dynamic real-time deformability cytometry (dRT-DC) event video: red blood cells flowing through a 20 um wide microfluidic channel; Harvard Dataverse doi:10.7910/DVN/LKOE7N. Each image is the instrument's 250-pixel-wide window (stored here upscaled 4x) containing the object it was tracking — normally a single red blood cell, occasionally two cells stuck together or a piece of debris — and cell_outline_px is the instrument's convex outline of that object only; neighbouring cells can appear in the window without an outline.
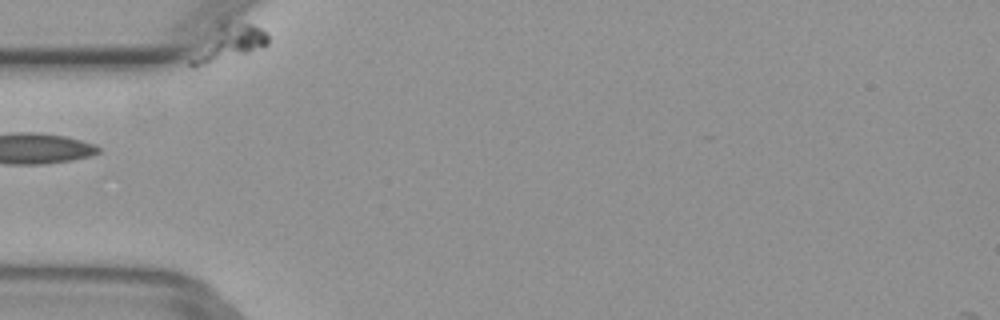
{"species": "common noctule bat (a hibernating species)", "species_latin": "Nyctalus noctula", "temperature_condition": "warm", "stored_images_in_passage": 5, "camera_frame_rate_fps": 3000, "um_per_image_px": 0.085, "animal": {"sex": "female", "body_mass_g": 29.2, "forearm_length_mm": 56.3}, "frame": {"image": 1, "passage_image": 4, "time_ms": 1.0, "image_size_px": [1000, 320], "cell_outline_px": [[268, 44], [264, 48], [252, 52], [196, 68], [192, 68], [188, 64], [188, 60], [224, 32], [240, 24], [252, 24], [268, 32]], "centroid_in_image_um": [19.67, 3.85], "position_along_channel_um": 65.3, "area_um2": 13.29}}
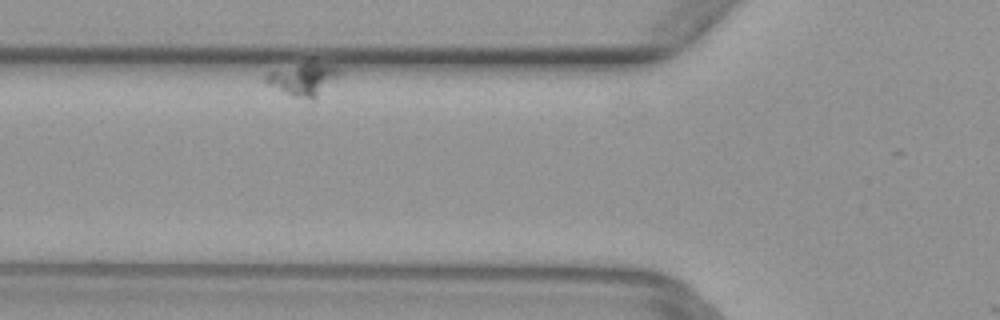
{"frame": {"image": 2, "passage_image": 5, "time_ms": 1.333, "image_size_px": [1000, 320], "cell_outline_px": [[340, 72], [316, 100], [312, 100], [292, 96], [264, 84], [264, 76], [268, 72], [300, 64], [336, 64], [340, 68]], "centroid_in_image_um": [25.75, 6.77], "position_along_channel_um": 100.1, "area_um2": 13.76}}